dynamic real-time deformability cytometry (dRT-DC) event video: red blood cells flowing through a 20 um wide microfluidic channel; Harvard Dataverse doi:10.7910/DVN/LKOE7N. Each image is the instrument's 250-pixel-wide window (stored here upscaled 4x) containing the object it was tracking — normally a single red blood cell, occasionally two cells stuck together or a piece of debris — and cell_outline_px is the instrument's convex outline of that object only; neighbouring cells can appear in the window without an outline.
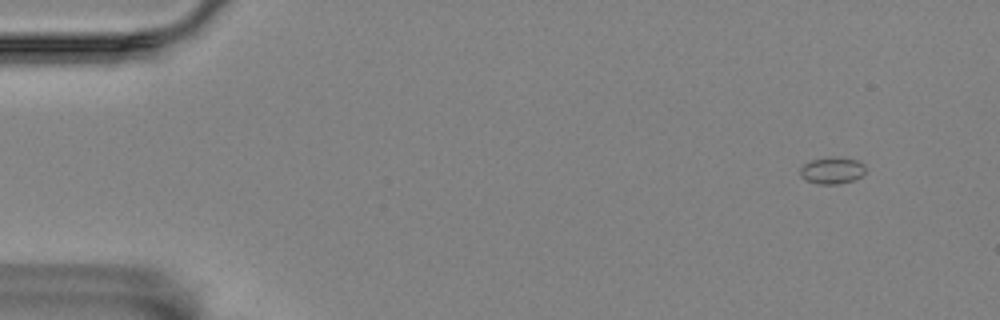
{"species": "Egyptian fruit bat (a non-hibernating species)", "species_latin": "Rousettus aegyptiacus", "temperature_condition": "room temperature", "stored_images_in_passage": 7, "camera_frame_rate_fps": 3000, "um_per_image_px": 0.085, "animal": {"sex": "female"}, "frame": {"image": 1, "passage_image": 2, "time_ms": 1.333, "image_size_px": [1000, 320], "cell_outline_px": [[864, 172], [860, 176], [852, 180], [836, 184], [816, 184], [804, 180], [800, 176], [800, 168], [804, 164], [812, 160], [832, 156], [836, 156], [856, 160], [864, 164]], "centroid_in_image_um": [70.68, 14.48], "position_along_channel_um": 14.3, "area_um2": 10.17}}